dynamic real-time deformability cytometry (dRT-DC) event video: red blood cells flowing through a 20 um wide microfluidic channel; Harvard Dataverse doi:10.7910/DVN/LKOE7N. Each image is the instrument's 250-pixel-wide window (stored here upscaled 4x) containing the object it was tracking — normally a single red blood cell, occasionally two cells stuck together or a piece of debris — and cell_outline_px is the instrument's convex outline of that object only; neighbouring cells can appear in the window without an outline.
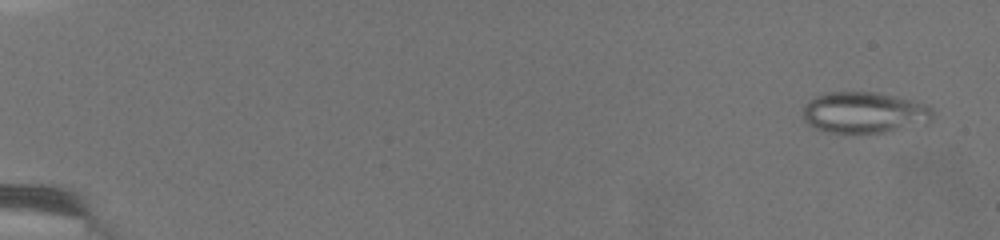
{"species": "common noctule bat (a hibernating species)", "species_latin": "Nyctalus noctula", "temperature_condition": "warm", "stored_images_in_passage": 25, "camera_frame_rate_fps": 3000, "um_per_image_px": 0.085, "animal": {"sex": "female", "body_mass_g": 19.5, "forearm_length_mm": 54.1}, "frame": {"image": 1, "passage_image": 1, "time_ms": 0.0, "image_size_px": [1000, 240], "cell_outline_px": [[932, 112], [928, 116], [884, 132], [832, 132], [816, 128], [804, 116], [804, 104], [808, 100], [816, 96], [832, 92], [868, 92], [892, 96], [928, 104], [932, 108]], "centroid_in_image_um": [73.31, 9.52], "position_along_channel_um": 11.7, "area_um2": 29.13}}
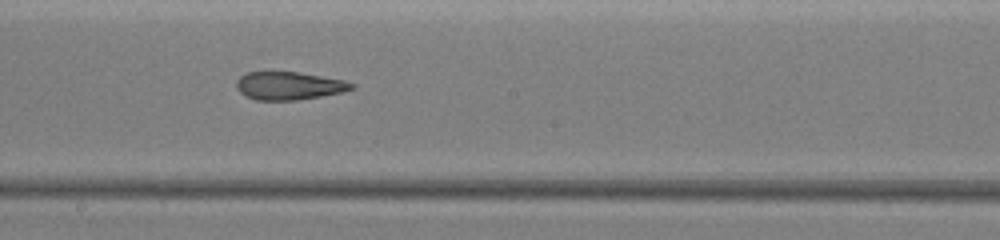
{"frame": {"image": 2, "passage_image": 15, "time_ms": 9.333, "image_size_px": [1000, 240], "cell_outline_px": [[356, 88], [340, 92], [320, 96], [296, 100], [256, 100], [244, 96], [236, 88], [236, 80], [240, 76], [248, 72], [272, 68], [300, 72], [344, 80], [356, 84]], "centroid_in_image_um": [24.5, 7.24], "position_along_channel_um": 223.7, "area_um2": 19.59}}
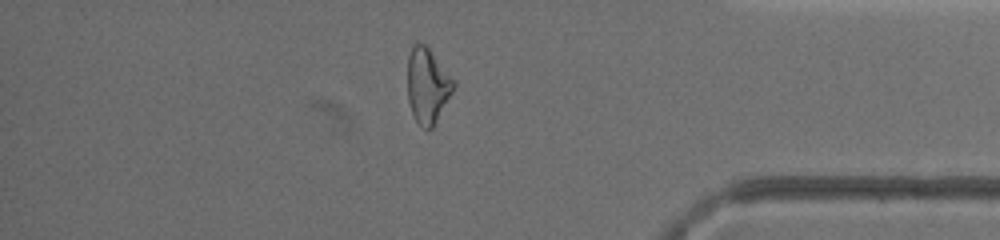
{"frame": {"image": 3, "passage_image": 22, "time_ms": 14.0, "image_size_px": [1000, 240], "cell_outline_px": [[456, 84], [452, 92], [432, 128], [428, 132], [416, 120], [412, 112], [408, 100], [408, 56], [416, 40], [424, 44], [428, 48]], "centroid_in_image_um": [36.31, 7.28], "position_along_channel_um": 398.9, "area_um2": 19.65}, "authors_computed_cell_mechanics": {"area_um2": 21.4438, "velocity_mm_per_s": 4.2154, "shape_relaxation_time_tau1_ms": null, "shape_relaxation_time_tau2_ms": 1.8177, "deformation_change_tau1": null, "deformation_change_tau2": 0.1019}}